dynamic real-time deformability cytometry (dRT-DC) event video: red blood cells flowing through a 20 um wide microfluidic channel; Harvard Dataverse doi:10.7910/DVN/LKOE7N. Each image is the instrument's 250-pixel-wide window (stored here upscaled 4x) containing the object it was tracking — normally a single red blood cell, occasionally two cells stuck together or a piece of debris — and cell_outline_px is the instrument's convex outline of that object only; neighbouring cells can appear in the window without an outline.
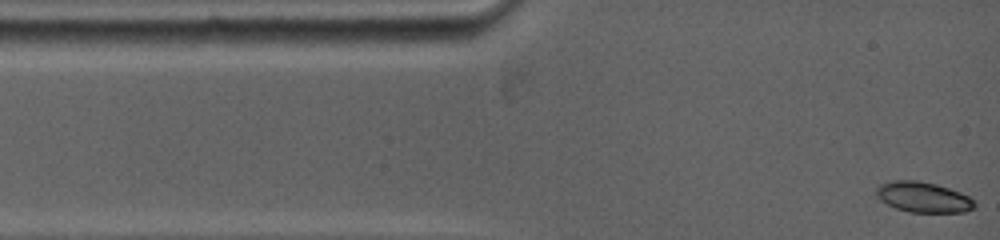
{"species": "common noctule bat (a hibernating species)", "species_latin": "Nyctalus noctula", "temperature_condition": "warm", "stored_images_in_passage": 34, "camera_frame_rate_fps": 5000, "um_per_image_px": 0.085, "animal": {"sex": "female", "body_mass_g": 19.0, "forearm_length_mm": 53.3}, "frame": {"image": 1, "passage_image": 1, "time_ms": 0.0, "image_size_px": [1000, 240], "cell_outline_px": [[976, 208], [964, 212], [908, 212], [896, 208], [880, 200], [876, 196], [876, 188], [880, 184], [896, 180], [916, 180], [936, 184], [960, 192], [976, 200]], "centroid_in_image_um": [78.5, 16.76], "position_along_channel_um": 6.5, "area_um2": 17.51}}
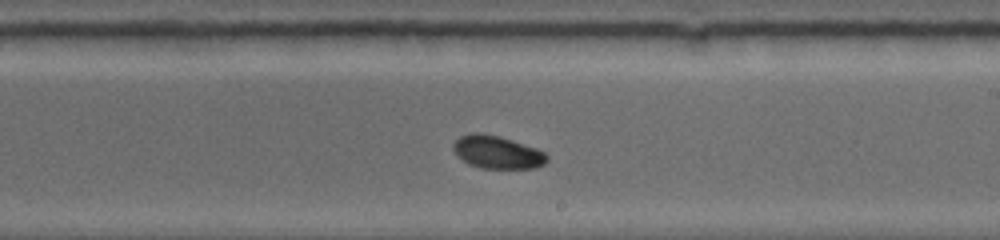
{"frame": {"image": 2, "passage_image": 20, "time_ms": 7.4, "image_size_px": [1000, 240], "cell_outline_px": [[548, 160], [544, 164], [536, 168], [480, 168], [468, 164], [456, 156], [452, 148], [452, 144], [460, 136], [472, 132], [484, 132], [500, 136], [536, 148], [544, 152], [548, 156]], "centroid_in_image_um": [42.23, 12.93], "position_along_channel_um": 246.8, "area_um2": 18.21}}
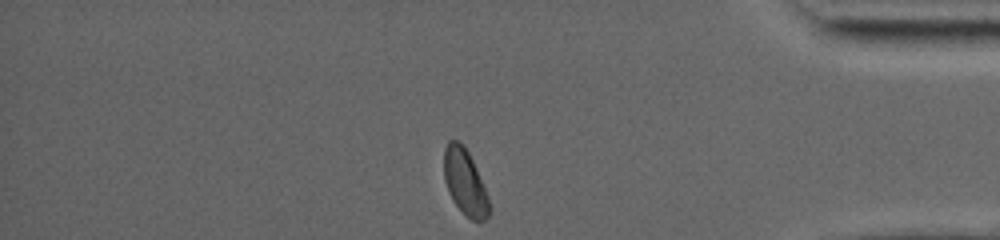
{"frame": {"image": 3, "passage_image": 34, "time_ms": 12.0, "image_size_px": [1000, 240], "cell_outline_px": [[492, 208], [488, 216], [484, 220], [472, 220], [452, 200], [448, 192], [444, 180], [444, 148], [448, 140], [456, 140], [464, 144], [476, 168], [488, 196]], "centroid_in_image_um": [39.52, 15.46], "position_along_channel_um": 395.7, "area_um2": 17.28}, "authors_computed_cell_mechanics": {"area_um2": 17.7446, "velocity_mm_per_s": 3.9001, "shape_relaxation_time_tau1_ms": 3.6606, "shape_relaxation_time_tau2_ms": null, "deformation_change_tau1": 0.0914, "deformation_change_tau2": null}}